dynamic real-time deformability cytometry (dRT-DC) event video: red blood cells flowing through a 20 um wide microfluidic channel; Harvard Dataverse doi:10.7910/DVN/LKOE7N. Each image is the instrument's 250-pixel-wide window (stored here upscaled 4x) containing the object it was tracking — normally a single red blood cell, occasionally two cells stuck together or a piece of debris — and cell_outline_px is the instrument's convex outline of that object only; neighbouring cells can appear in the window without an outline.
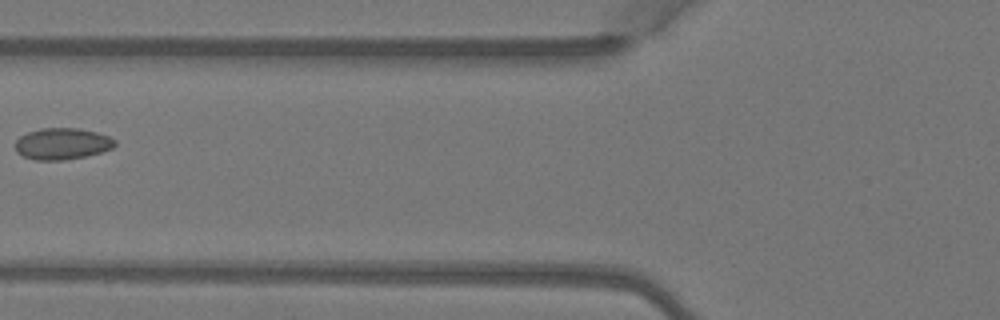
{"species": "Egyptian fruit bat (a non-hibernating species)", "species_latin": "Rousettus aegyptiacus", "temperature_condition": "warm", "stored_images_in_passage": 5, "camera_frame_rate_fps": 3000, "um_per_image_px": 0.085, "animal": {"sex": "female"}, "frame": {"image": 1, "passage_image": 5, "time_ms": 1.333, "image_size_px": [1000, 320], "cell_outline_px": [[116, 144], [112, 148], [100, 152], [84, 156], [64, 160], [36, 160], [24, 156], [16, 152], [16, 140], [20, 136], [28, 132], [40, 128], [80, 128], [96, 132], [108, 136], [116, 140]], "centroid_in_image_um": [5.28, 12.21], "position_along_channel_um": 120.5, "area_um2": 18.21}}